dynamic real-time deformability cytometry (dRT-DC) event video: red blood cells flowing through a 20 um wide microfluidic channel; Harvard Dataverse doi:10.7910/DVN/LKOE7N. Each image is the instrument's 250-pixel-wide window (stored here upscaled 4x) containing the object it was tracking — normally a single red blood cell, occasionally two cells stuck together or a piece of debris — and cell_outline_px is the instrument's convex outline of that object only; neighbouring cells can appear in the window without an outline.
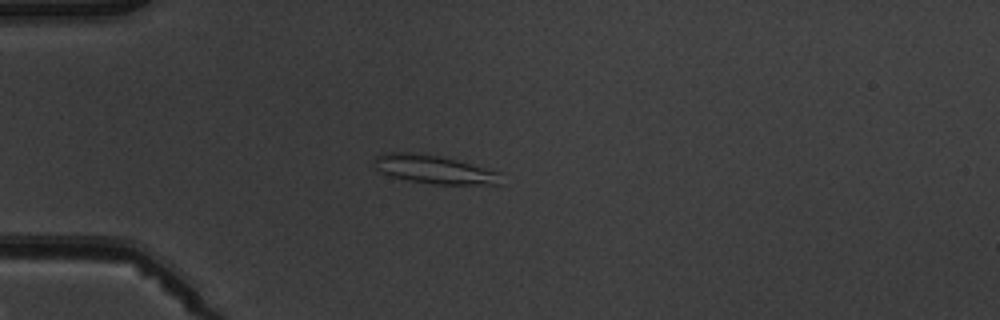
{"species": "common noctule bat (a hibernating species)", "species_latin": "Nyctalus noctula", "temperature_condition": "warm", "stored_images_in_passage": 5, "camera_frame_rate_fps": 3000, "um_per_image_px": 0.085, "animal": {"sex": "male", "body_mass_g": 19.5, "forearm_length_mm": 54.6}, "frame": {"image": 1, "passage_image": 5, "time_ms": 4.667, "image_size_px": [1000, 320], "cell_outline_px": [[500, 184], [432, 184], [408, 180], [392, 176], [380, 172], [376, 168], [372, 160], [376, 156], [384, 152], [408, 152], [444, 156], [500, 172]], "centroid_in_image_um": [36.86, 14.38], "position_along_channel_um": 48.1, "area_um2": 21.04}}